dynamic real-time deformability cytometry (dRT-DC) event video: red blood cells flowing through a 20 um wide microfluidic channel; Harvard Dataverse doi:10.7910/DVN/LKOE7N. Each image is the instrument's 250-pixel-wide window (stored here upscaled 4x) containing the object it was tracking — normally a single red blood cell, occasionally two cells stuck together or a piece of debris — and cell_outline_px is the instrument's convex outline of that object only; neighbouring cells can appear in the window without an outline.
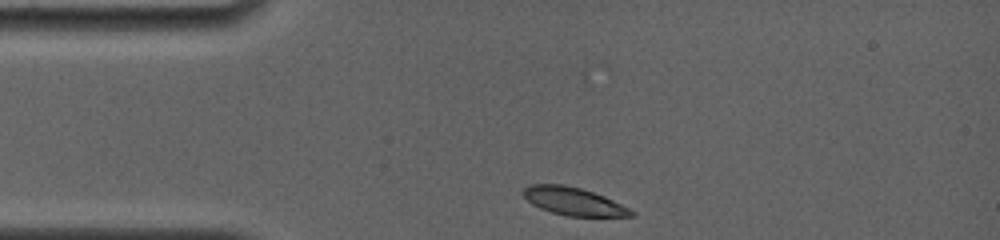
{"species": "common noctule bat (a hibernating species)", "species_latin": "Nyctalus noctula", "temperature_condition": "room temperature", "stored_images_in_passage": 39, "camera_frame_rate_fps": 4000, "um_per_image_px": 0.085, "animal": {"sex": "female", "body_mass_g": 19.0, "forearm_length_mm": 56.7}, "frame": {"image": 1, "passage_image": 1, "time_ms": 0.0, "image_size_px": [1000, 240], "cell_outline_px": [[636, 216], [568, 216], [552, 212], [540, 208], [532, 204], [524, 196], [524, 188], [528, 184], [564, 184], [580, 188], [604, 196], [636, 212]], "centroid_in_image_um": [48.75, 17.11], "position_along_channel_um": 36.3, "area_um2": 17.34}}
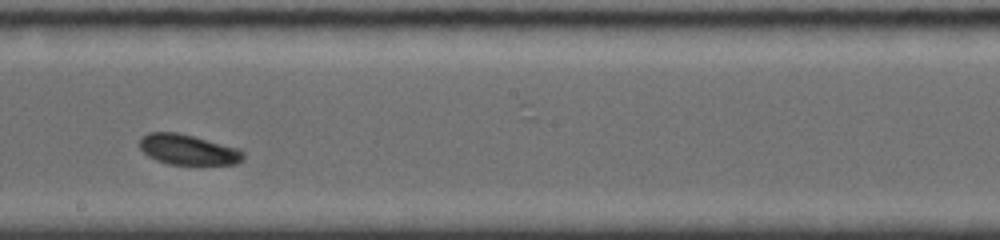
{"frame": {"image": 2, "passage_image": 16, "time_ms": 6.0, "image_size_px": [1000, 240], "cell_outline_px": [[244, 160], [236, 164], [168, 164], [156, 160], [148, 156], [140, 148], [140, 136], [148, 132], [176, 132], [240, 148], [244, 152]], "centroid_in_image_um": [15.99, 12.72], "position_along_channel_um": 232.2, "area_um2": 18.38}}
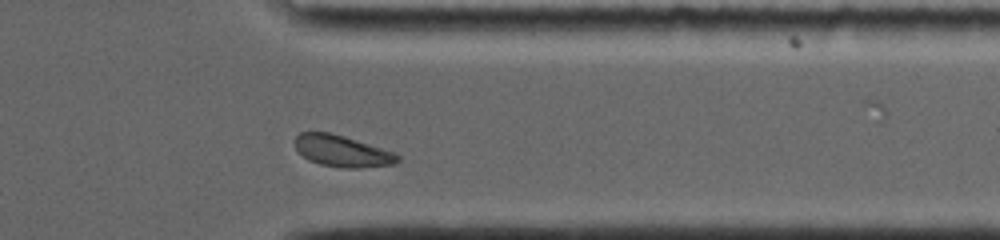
{"frame": {"image": 3, "passage_image": 32, "time_ms": 10.0, "image_size_px": [1000, 240], "cell_outline_px": [[400, 160], [396, 164], [360, 168], [344, 168], [320, 164], [308, 160], [296, 148], [296, 136], [300, 132], [328, 132], [344, 136], [396, 152], [400, 156]], "centroid_in_image_um": [29.14, 12.85], "position_along_channel_um": 382.3, "area_um2": 18.84}, "authors_computed_cell_mechanics": {"area_um2": 18.3804, "velocity_mm_per_s": 3.7343, "shape_relaxation_time_tau1_ms": null, "shape_relaxation_time_tau2_ms": 5.7471, "deformation_change_tau1": null, "deformation_change_tau2": 0.0927}}